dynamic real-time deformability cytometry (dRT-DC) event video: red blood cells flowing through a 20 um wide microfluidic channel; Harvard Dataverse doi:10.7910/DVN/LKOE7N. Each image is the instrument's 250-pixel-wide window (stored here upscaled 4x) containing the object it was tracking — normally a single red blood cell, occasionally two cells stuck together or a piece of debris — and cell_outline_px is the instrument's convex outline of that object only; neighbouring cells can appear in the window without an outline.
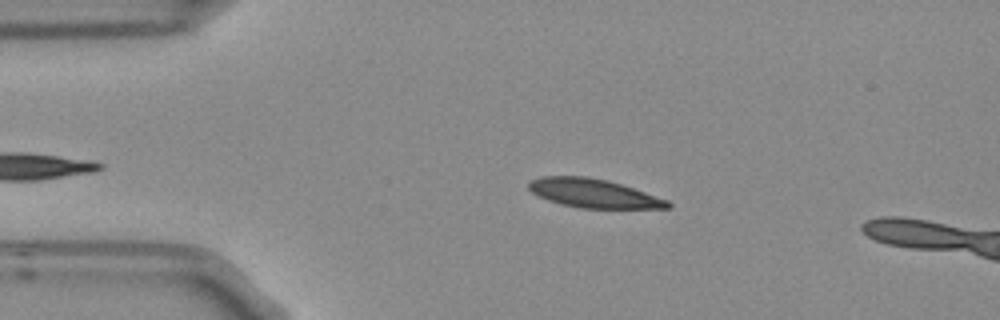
{"species": "Egyptian fruit bat (a non-hibernating species)", "species_latin": "Rousettus aegyptiacus", "temperature_condition": "room temperature", "stored_images_in_passage": 4, "camera_frame_rate_fps": 3000, "um_per_image_px": 0.085, "frame": {"image": 1, "passage_image": 2, "time_ms": 0.333, "image_size_px": [1000, 320], "cell_outline_px": [[672, 208], [580, 208], [560, 204], [548, 200], [532, 192], [528, 188], [528, 180], [540, 176], [588, 176], [608, 180], [668, 200], [672, 204]], "centroid_in_image_um": [50.41, 16.42], "position_along_channel_um": 34.6, "area_um2": 23.29}}